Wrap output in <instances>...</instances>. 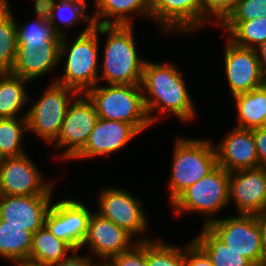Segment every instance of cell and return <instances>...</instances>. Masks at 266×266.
<instances>
[{"mask_svg":"<svg viewBox=\"0 0 266 266\" xmlns=\"http://www.w3.org/2000/svg\"><path fill=\"white\" fill-rule=\"evenodd\" d=\"M141 88L145 108L152 124L158 120V115H153V111L156 110L161 113L174 114L181 121H189L196 117L186 83L174 65L166 62L161 64L146 61Z\"/></svg>","mask_w":266,"mask_h":266,"instance_id":"1","label":"cell"},{"mask_svg":"<svg viewBox=\"0 0 266 266\" xmlns=\"http://www.w3.org/2000/svg\"><path fill=\"white\" fill-rule=\"evenodd\" d=\"M70 45L66 34L60 44V60L66 56L64 75L53 82L86 93L99 83V24L88 23Z\"/></svg>","mask_w":266,"mask_h":266,"instance_id":"2","label":"cell"},{"mask_svg":"<svg viewBox=\"0 0 266 266\" xmlns=\"http://www.w3.org/2000/svg\"><path fill=\"white\" fill-rule=\"evenodd\" d=\"M132 25H101L99 34H107L99 80L107 84L141 85L145 60L139 58Z\"/></svg>","mask_w":266,"mask_h":266,"instance_id":"3","label":"cell"},{"mask_svg":"<svg viewBox=\"0 0 266 266\" xmlns=\"http://www.w3.org/2000/svg\"><path fill=\"white\" fill-rule=\"evenodd\" d=\"M141 85L98 84L85 94L93 102L99 118L122 121L140 134L152 125L144 104Z\"/></svg>","mask_w":266,"mask_h":266,"instance_id":"4","label":"cell"},{"mask_svg":"<svg viewBox=\"0 0 266 266\" xmlns=\"http://www.w3.org/2000/svg\"><path fill=\"white\" fill-rule=\"evenodd\" d=\"M211 140L176 138L169 183L170 204L188 187L217 166L215 145Z\"/></svg>","mask_w":266,"mask_h":266,"instance_id":"5","label":"cell"},{"mask_svg":"<svg viewBox=\"0 0 266 266\" xmlns=\"http://www.w3.org/2000/svg\"><path fill=\"white\" fill-rule=\"evenodd\" d=\"M229 172L217 165L210 173L184 190L172 203L177 215L195 211L205 214L204 226L215 221L216 212L229 203Z\"/></svg>","mask_w":266,"mask_h":266,"instance_id":"6","label":"cell"},{"mask_svg":"<svg viewBox=\"0 0 266 266\" xmlns=\"http://www.w3.org/2000/svg\"><path fill=\"white\" fill-rule=\"evenodd\" d=\"M78 94L72 88L52 82L26 112L28 130L52 144L59 135L72 97Z\"/></svg>","mask_w":266,"mask_h":266,"instance_id":"7","label":"cell"},{"mask_svg":"<svg viewBox=\"0 0 266 266\" xmlns=\"http://www.w3.org/2000/svg\"><path fill=\"white\" fill-rule=\"evenodd\" d=\"M230 249L248 259L254 266H266L261 232L255 214L216 218L207 226Z\"/></svg>","mask_w":266,"mask_h":266,"instance_id":"8","label":"cell"},{"mask_svg":"<svg viewBox=\"0 0 266 266\" xmlns=\"http://www.w3.org/2000/svg\"><path fill=\"white\" fill-rule=\"evenodd\" d=\"M77 97L70 103L59 135L52 145L57 150L66 147L61 153L64 160L73 159L84 148L99 119L89 97L85 93H79Z\"/></svg>","mask_w":266,"mask_h":266,"instance_id":"9","label":"cell"},{"mask_svg":"<svg viewBox=\"0 0 266 266\" xmlns=\"http://www.w3.org/2000/svg\"><path fill=\"white\" fill-rule=\"evenodd\" d=\"M91 214L82 202L73 199L59 200L51 204L45 216L44 226L56 238L77 251L81 249L87 236Z\"/></svg>","mask_w":266,"mask_h":266,"instance_id":"10","label":"cell"},{"mask_svg":"<svg viewBox=\"0 0 266 266\" xmlns=\"http://www.w3.org/2000/svg\"><path fill=\"white\" fill-rule=\"evenodd\" d=\"M27 153L4 158L0 166V195H51L54 184L44 182L42 172L36 168Z\"/></svg>","mask_w":266,"mask_h":266,"instance_id":"11","label":"cell"},{"mask_svg":"<svg viewBox=\"0 0 266 266\" xmlns=\"http://www.w3.org/2000/svg\"><path fill=\"white\" fill-rule=\"evenodd\" d=\"M99 211L102 217L111 220L118 227L125 229L132 236L148 229L146 213L141 206V200L133 197L122 188H105L98 199Z\"/></svg>","mask_w":266,"mask_h":266,"instance_id":"12","label":"cell"},{"mask_svg":"<svg viewBox=\"0 0 266 266\" xmlns=\"http://www.w3.org/2000/svg\"><path fill=\"white\" fill-rule=\"evenodd\" d=\"M61 39L57 34L52 40L18 41L16 60L10 72L29 81L48 74L60 64Z\"/></svg>","mask_w":266,"mask_h":266,"instance_id":"13","label":"cell"},{"mask_svg":"<svg viewBox=\"0 0 266 266\" xmlns=\"http://www.w3.org/2000/svg\"><path fill=\"white\" fill-rule=\"evenodd\" d=\"M224 69L231 95L250 92L266 83L261 75L255 49L225 44Z\"/></svg>","mask_w":266,"mask_h":266,"instance_id":"14","label":"cell"},{"mask_svg":"<svg viewBox=\"0 0 266 266\" xmlns=\"http://www.w3.org/2000/svg\"><path fill=\"white\" fill-rule=\"evenodd\" d=\"M229 203L239 214H258L266 210V167L229 173Z\"/></svg>","mask_w":266,"mask_h":266,"instance_id":"15","label":"cell"},{"mask_svg":"<svg viewBox=\"0 0 266 266\" xmlns=\"http://www.w3.org/2000/svg\"><path fill=\"white\" fill-rule=\"evenodd\" d=\"M51 198V195H0V219L34 234L44 226Z\"/></svg>","mask_w":266,"mask_h":266,"instance_id":"16","label":"cell"},{"mask_svg":"<svg viewBox=\"0 0 266 266\" xmlns=\"http://www.w3.org/2000/svg\"><path fill=\"white\" fill-rule=\"evenodd\" d=\"M132 238L125 229L94 212L90 216L82 247L88 246L105 263L109 258L129 250L135 244Z\"/></svg>","mask_w":266,"mask_h":266,"instance_id":"17","label":"cell"},{"mask_svg":"<svg viewBox=\"0 0 266 266\" xmlns=\"http://www.w3.org/2000/svg\"><path fill=\"white\" fill-rule=\"evenodd\" d=\"M150 13L166 33H186L202 26L199 0H150Z\"/></svg>","mask_w":266,"mask_h":266,"instance_id":"18","label":"cell"},{"mask_svg":"<svg viewBox=\"0 0 266 266\" xmlns=\"http://www.w3.org/2000/svg\"><path fill=\"white\" fill-rule=\"evenodd\" d=\"M140 134L132 125L99 118L84 148L72 159H85L114 153Z\"/></svg>","mask_w":266,"mask_h":266,"instance_id":"19","label":"cell"},{"mask_svg":"<svg viewBox=\"0 0 266 266\" xmlns=\"http://www.w3.org/2000/svg\"><path fill=\"white\" fill-rule=\"evenodd\" d=\"M214 145H216L217 165L229 173L258 167L253 130L235 127L231 133Z\"/></svg>","mask_w":266,"mask_h":266,"instance_id":"20","label":"cell"},{"mask_svg":"<svg viewBox=\"0 0 266 266\" xmlns=\"http://www.w3.org/2000/svg\"><path fill=\"white\" fill-rule=\"evenodd\" d=\"M95 6L98 9L93 11L94 24L132 25L130 13L141 14L148 20L151 19L150 0H95ZM100 19L102 20L99 21Z\"/></svg>","mask_w":266,"mask_h":266,"instance_id":"21","label":"cell"},{"mask_svg":"<svg viewBox=\"0 0 266 266\" xmlns=\"http://www.w3.org/2000/svg\"><path fill=\"white\" fill-rule=\"evenodd\" d=\"M232 97L238 114L236 127L253 130L266 126V84Z\"/></svg>","mask_w":266,"mask_h":266,"instance_id":"22","label":"cell"},{"mask_svg":"<svg viewBox=\"0 0 266 266\" xmlns=\"http://www.w3.org/2000/svg\"><path fill=\"white\" fill-rule=\"evenodd\" d=\"M36 3L46 13L54 31L61 37L65 33L62 29L60 30L61 26L58 25L55 18L62 22L66 28L82 19L84 22L93 23L92 17L86 15V9L89 5L87 2L81 0H38Z\"/></svg>","mask_w":266,"mask_h":266,"instance_id":"23","label":"cell"},{"mask_svg":"<svg viewBox=\"0 0 266 266\" xmlns=\"http://www.w3.org/2000/svg\"><path fill=\"white\" fill-rule=\"evenodd\" d=\"M70 251L74 252L66 242L56 238L43 226L32 234L29 261L53 265L66 259Z\"/></svg>","mask_w":266,"mask_h":266,"instance_id":"24","label":"cell"},{"mask_svg":"<svg viewBox=\"0 0 266 266\" xmlns=\"http://www.w3.org/2000/svg\"><path fill=\"white\" fill-rule=\"evenodd\" d=\"M27 82L30 81L11 72H0V119L17 118L21 114L30 98L25 91Z\"/></svg>","mask_w":266,"mask_h":266,"instance_id":"25","label":"cell"},{"mask_svg":"<svg viewBox=\"0 0 266 266\" xmlns=\"http://www.w3.org/2000/svg\"><path fill=\"white\" fill-rule=\"evenodd\" d=\"M32 233L25 227L7 225L0 219V257L20 263L29 260Z\"/></svg>","mask_w":266,"mask_h":266,"instance_id":"26","label":"cell"},{"mask_svg":"<svg viewBox=\"0 0 266 266\" xmlns=\"http://www.w3.org/2000/svg\"><path fill=\"white\" fill-rule=\"evenodd\" d=\"M193 241L207 254L213 266H254L248 259L230 249L207 226Z\"/></svg>","mask_w":266,"mask_h":266,"instance_id":"27","label":"cell"},{"mask_svg":"<svg viewBox=\"0 0 266 266\" xmlns=\"http://www.w3.org/2000/svg\"><path fill=\"white\" fill-rule=\"evenodd\" d=\"M8 0L0 8V72H10L17 56L15 17Z\"/></svg>","mask_w":266,"mask_h":266,"instance_id":"28","label":"cell"},{"mask_svg":"<svg viewBox=\"0 0 266 266\" xmlns=\"http://www.w3.org/2000/svg\"><path fill=\"white\" fill-rule=\"evenodd\" d=\"M219 27L226 29L228 39L240 47L254 49L266 41V17L249 21H224Z\"/></svg>","mask_w":266,"mask_h":266,"instance_id":"29","label":"cell"},{"mask_svg":"<svg viewBox=\"0 0 266 266\" xmlns=\"http://www.w3.org/2000/svg\"><path fill=\"white\" fill-rule=\"evenodd\" d=\"M28 130L26 113L18 118L0 119V152L4 158L25 154L22 136Z\"/></svg>","mask_w":266,"mask_h":266,"instance_id":"30","label":"cell"},{"mask_svg":"<svg viewBox=\"0 0 266 266\" xmlns=\"http://www.w3.org/2000/svg\"><path fill=\"white\" fill-rule=\"evenodd\" d=\"M34 13L37 15L33 22L19 25L15 20L17 41L52 40L57 33L48 21L46 13L34 2Z\"/></svg>","mask_w":266,"mask_h":266,"instance_id":"31","label":"cell"},{"mask_svg":"<svg viewBox=\"0 0 266 266\" xmlns=\"http://www.w3.org/2000/svg\"><path fill=\"white\" fill-rule=\"evenodd\" d=\"M148 266H186L184 248L164 244L157 240L147 241Z\"/></svg>","mask_w":266,"mask_h":266,"instance_id":"32","label":"cell"},{"mask_svg":"<svg viewBox=\"0 0 266 266\" xmlns=\"http://www.w3.org/2000/svg\"><path fill=\"white\" fill-rule=\"evenodd\" d=\"M149 238H140L127 251L109 258L106 266H148L147 265V241Z\"/></svg>","mask_w":266,"mask_h":266,"instance_id":"33","label":"cell"},{"mask_svg":"<svg viewBox=\"0 0 266 266\" xmlns=\"http://www.w3.org/2000/svg\"><path fill=\"white\" fill-rule=\"evenodd\" d=\"M238 0H199L202 10V26L209 22L208 16L216 18L213 22L220 26L234 11ZM207 17V18H206Z\"/></svg>","mask_w":266,"mask_h":266,"instance_id":"34","label":"cell"},{"mask_svg":"<svg viewBox=\"0 0 266 266\" xmlns=\"http://www.w3.org/2000/svg\"><path fill=\"white\" fill-rule=\"evenodd\" d=\"M259 17H266V0H238L225 21H249Z\"/></svg>","mask_w":266,"mask_h":266,"instance_id":"35","label":"cell"},{"mask_svg":"<svg viewBox=\"0 0 266 266\" xmlns=\"http://www.w3.org/2000/svg\"><path fill=\"white\" fill-rule=\"evenodd\" d=\"M186 266H213L207 254L192 240L184 247Z\"/></svg>","mask_w":266,"mask_h":266,"instance_id":"36","label":"cell"},{"mask_svg":"<svg viewBox=\"0 0 266 266\" xmlns=\"http://www.w3.org/2000/svg\"><path fill=\"white\" fill-rule=\"evenodd\" d=\"M253 136L258 154V167H266V126L253 129Z\"/></svg>","mask_w":266,"mask_h":266,"instance_id":"37","label":"cell"},{"mask_svg":"<svg viewBox=\"0 0 266 266\" xmlns=\"http://www.w3.org/2000/svg\"><path fill=\"white\" fill-rule=\"evenodd\" d=\"M73 255H69L66 259L61 260L53 266H101L104 262L94 264L89 256L77 255V251L73 252ZM76 254V255H75Z\"/></svg>","mask_w":266,"mask_h":266,"instance_id":"38","label":"cell"},{"mask_svg":"<svg viewBox=\"0 0 266 266\" xmlns=\"http://www.w3.org/2000/svg\"><path fill=\"white\" fill-rule=\"evenodd\" d=\"M257 54L261 75L266 81V41L254 48Z\"/></svg>","mask_w":266,"mask_h":266,"instance_id":"39","label":"cell"},{"mask_svg":"<svg viewBox=\"0 0 266 266\" xmlns=\"http://www.w3.org/2000/svg\"><path fill=\"white\" fill-rule=\"evenodd\" d=\"M255 215L261 232V244L264 252V257L266 258V210Z\"/></svg>","mask_w":266,"mask_h":266,"instance_id":"40","label":"cell"},{"mask_svg":"<svg viewBox=\"0 0 266 266\" xmlns=\"http://www.w3.org/2000/svg\"><path fill=\"white\" fill-rule=\"evenodd\" d=\"M15 266H53L50 264H41V263H37V262H33V261H23L17 264H14Z\"/></svg>","mask_w":266,"mask_h":266,"instance_id":"41","label":"cell"},{"mask_svg":"<svg viewBox=\"0 0 266 266\" xmlns=\"http://www.w3.org/2000/svg\"><path fill=\"white\" fill-rule=\"evenodd\" d=\"M3 161H4V157L2 156V154H1V152H0V166H1V164L3 163Z\"/></svg>","mask_w":266,"mask_h":266,"instance_id":"42","label":"cell"},{"mask_svg":"<svg viewBox=\"0 0 266 266\" xmlns=\"http://www.w3.org/2000/svg\"><path fill=\"white\" fill-rule=\"evenodd\" d=\"M5 4V0H0V8Z\"/></svg>","mask_w":266,"mask_h":266,"instance_id":"43","label":"cell"}]
</instances>
